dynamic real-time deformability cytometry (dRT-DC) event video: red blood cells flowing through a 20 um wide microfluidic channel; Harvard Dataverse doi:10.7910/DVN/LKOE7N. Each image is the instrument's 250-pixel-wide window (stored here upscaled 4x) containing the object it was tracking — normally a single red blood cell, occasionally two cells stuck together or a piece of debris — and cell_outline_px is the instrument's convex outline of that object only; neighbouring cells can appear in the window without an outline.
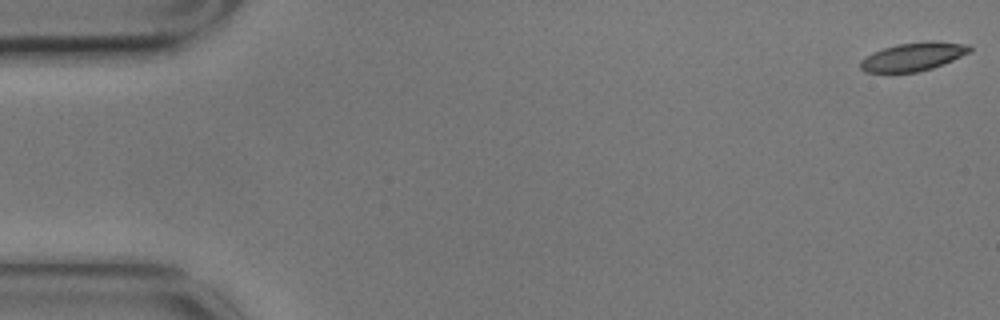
{"species": "common noctule bat (a hibernating species)", "species_latin": "Nyctalus noctula", "temperature_condition": "cold", "stored_images_in_passage": 4, "camera_frame_rate_fps": 3000, "um_per_image_px": 0.085, "animal": {"sex": "male", "body_mass_g": 17.9}, "frame": {"image": 1, "passage_image": 1, "time_ms": 0.0, "image_size_px": [1000, 320], "cell_outline_px": [[972, 48], [968, 52], [944, 64], [932, 68], [916, 72], [864, 72], [860, 68], [860, 60], [872, 52], [896, 44], [928, 40], [932, 40], [968, 44]], "centroid_in_image_um": [77.6, 4.8], "position_along_channel_um": 7.4, "area_um2": 18.09}}
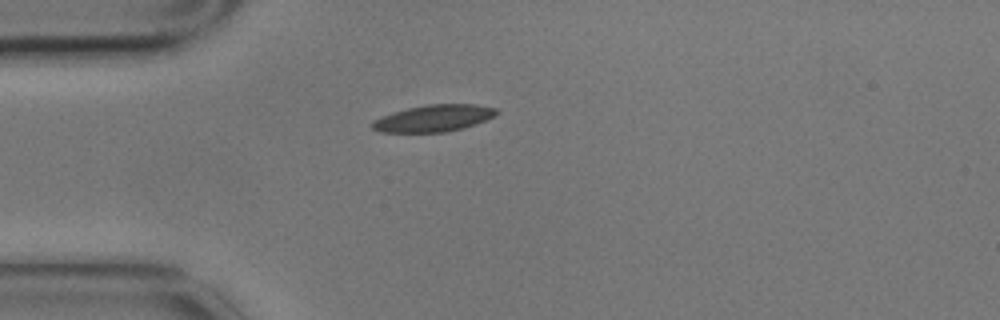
{"frame": {"image": 2, "passage_image": 4, "time_ms": 1.0, "image_size_px": [1000, 320], "cell_outline_px": [[500, 112], [476, 124], [464, 128], [444, 132], [380, 132], [372, 128], [372, 120], [380, 116], [392, 112], [408, 108], [428, 104], [472, 104], [496, 108]], "centroid_in_image_um": [36.83, 10.05], "position_along_channel_um": 48.2, "area_um2": 19.36}}